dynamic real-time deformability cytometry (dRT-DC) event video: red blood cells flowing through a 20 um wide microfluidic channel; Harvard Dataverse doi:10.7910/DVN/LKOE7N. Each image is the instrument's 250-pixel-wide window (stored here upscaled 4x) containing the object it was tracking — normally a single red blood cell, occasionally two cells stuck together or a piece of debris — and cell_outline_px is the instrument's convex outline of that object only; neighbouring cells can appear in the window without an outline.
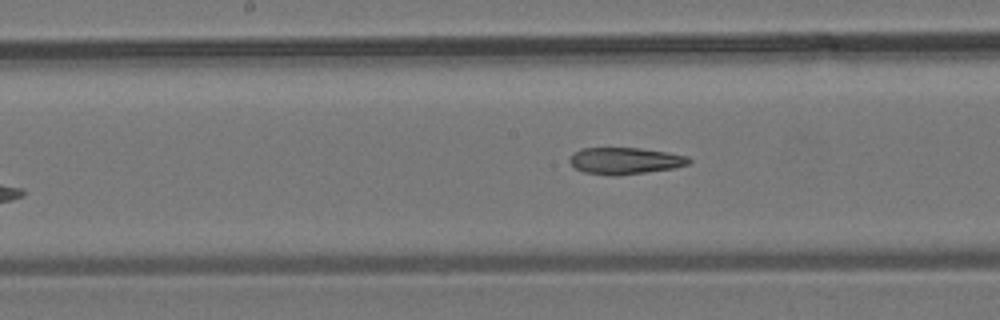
{"species": "common noctule bat (a hibernating species)", "species_latin": "Nyctalus noctula", "temperature_condition": "room temperature", "stored_images_in_passage": 6, "camera_frame_rate_fps": 3000, "um_per_image_px": 0.085, "animal": {"sex": "male", "body_mass_g": 19.2, "forearm_length_mm": 51.8}, "frame": {"image": 1, "passage_image": 6, "time_ms": 6.0, "image_size_px": [1000, 320], "cell_outline_px": [[692, 160], [688, 164], [676, 168], [616, 176], [612, 176], [584, 172], [576, 168], [568, 160], [576, 152], [584, 148], [640, 148], [668, 152], [688, 156]], "centroid_in_image_um": [53.18, 13.67], "position_along_channel_um": 195.0, "area_um2": 18.5}}